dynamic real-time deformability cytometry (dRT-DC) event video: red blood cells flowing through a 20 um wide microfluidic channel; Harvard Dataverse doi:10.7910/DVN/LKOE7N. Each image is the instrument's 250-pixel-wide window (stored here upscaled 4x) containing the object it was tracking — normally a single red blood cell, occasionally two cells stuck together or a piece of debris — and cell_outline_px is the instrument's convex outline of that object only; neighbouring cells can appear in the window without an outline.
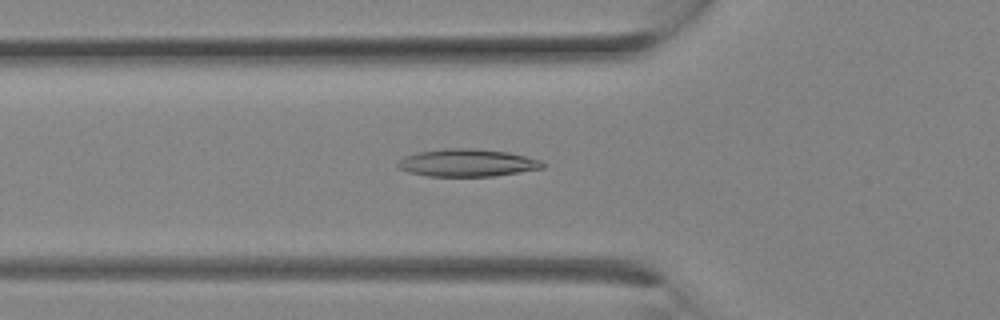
{"species": "Egyptian fruit bat (a non-hibernating species)", "species_latin": "Rousettus aegyptiacus", "temperature_condition": "room temperature", "stored_images_in_passage": 26, "camera_frame_rate_fps": 3000, "um_per_image_px": 0.085, "animal": {"sex": "female"}, "frame": {"image": 1, "passage_image": 8, "time_ms": 2.333, "image_size_px": [1000, 320], "cell_outline_px": [[544, 168], [492, 176], [428, 176], [408, 172], [400, 168], [396, 164], [404, 156], [420, 152], [444, 148], [472, 148], [508, 152], [540, 160], [544, 164]], "centroid_in_image_um": [39.7, 13.83], "position_along_channel_um": 86.1, "area_um2": 23.0}}
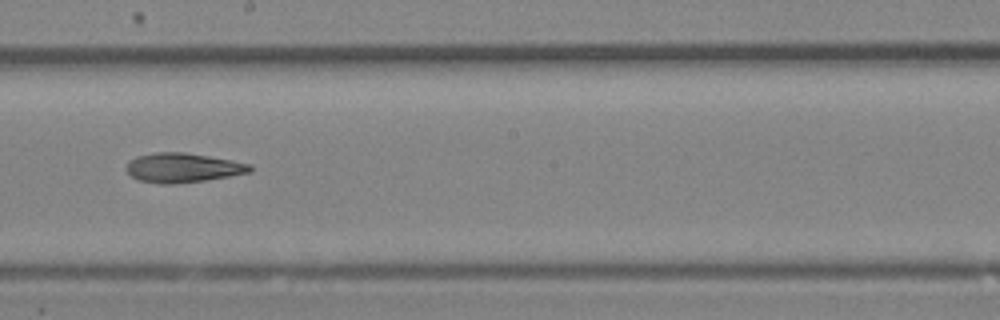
{"frame": {"image": 2, "passage_image": 14, "time_ms": 4.333, "image_size_px": [1000, 320], "cell_outline_px": [[252, 172], [204, 180], [176, 184], [160, 184], [136, 180], [124, 168], [128, 160], [136, 156], [156, 152], [184, 152], [232, 160], [252, 164]], "centroid_in_image_um": [15.5, 14.26], "position_along_channel_um": 232.7, "area_um2": 21.39}}
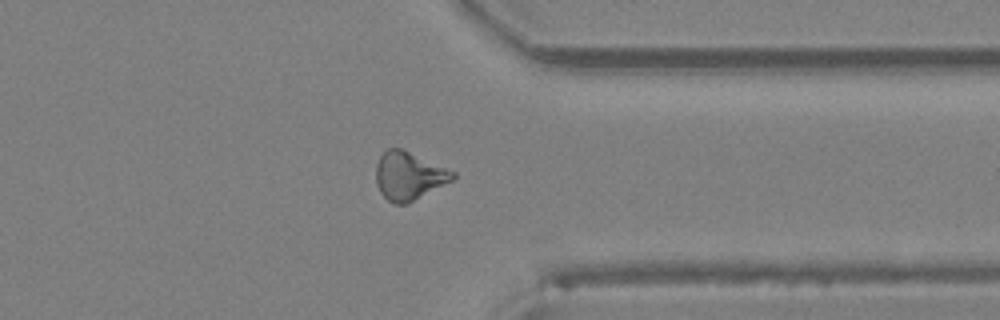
{"frame": {"image": 3, "passage_image": 20, "time_ms": 6.333, "image_size_px": [1000, 320], "cell_outline_px": [[456, 176], [452, 180], [408, 204], [396, 204], [388, 200], [380, 192], [376, 184], [376, 164], [380, 156], [388, 148], [400, 148], [456, 172]], "centroid_in_image_um": [34.73, 14.96], "position_along_channel_um": 376.7, "area_um2": 21.33}}